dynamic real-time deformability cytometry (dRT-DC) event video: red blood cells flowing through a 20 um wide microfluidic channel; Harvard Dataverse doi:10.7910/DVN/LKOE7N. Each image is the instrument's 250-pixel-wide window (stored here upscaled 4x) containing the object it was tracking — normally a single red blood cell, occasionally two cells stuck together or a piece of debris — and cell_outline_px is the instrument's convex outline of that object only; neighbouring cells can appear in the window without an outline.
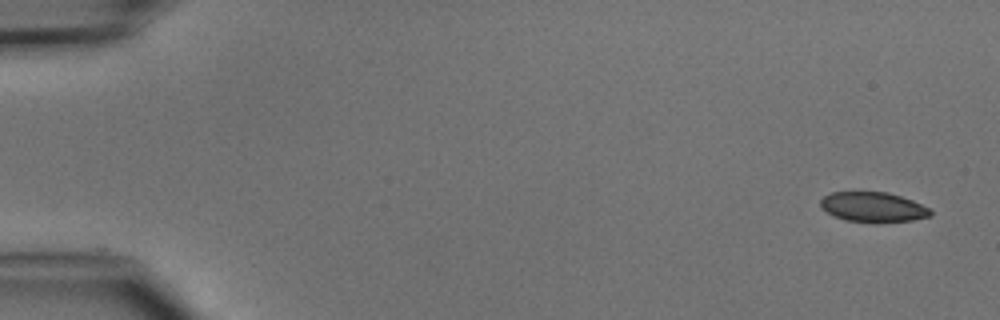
{"species": "common noctule bat (a hibernating species)", "species_latin": "Nyctalus noctula", "temperature_condition": "cold", "stored_images_in_passage": 5, "camera_frame_rate_fps": 3000, "um_per_image_px": 0.085, "animal": {"sex": "male", "body_mass_g": 15.6}, "frame": {"image": 1, "passage_image": 1, "time_ms": 0.0, "image_size_px": [1000, 320], "cell_outline_px": [[932, 216], [912, 220], [876, 224], [844, 220], [820, 208], [820, 200], [824, 196], [832, 192], [888, 192], [912, 200], [932, 208]], "centroid_in_image_um": [74.25, 17.62], "position_along_channel_um": 10.8, "area_um2": 19.59}}
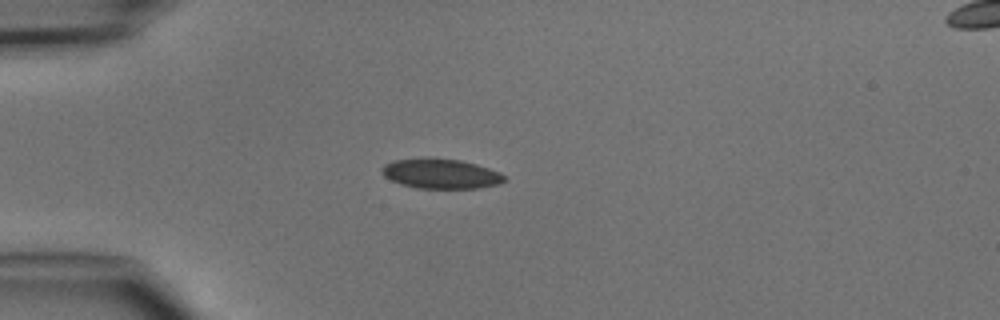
{"frame": {"image": 2, "passage_image": 4, "time_ms": 3.667, "image_size_px": [1000, 320], "cell_outline_px": [[504, 180], [500, 184], [476, 188], [416, 188], [400, 184], [384, 176], [380, 172], [380, 168], [384, 164], [392, 160], [424, 156], [432, 156], [460, 160], [476, 164], [500, 172], [504, 176]], "centroid_in_image_um": [37.39, 14.73], "position_along_channel_um": 47.6, "area_um2": 21.79}}